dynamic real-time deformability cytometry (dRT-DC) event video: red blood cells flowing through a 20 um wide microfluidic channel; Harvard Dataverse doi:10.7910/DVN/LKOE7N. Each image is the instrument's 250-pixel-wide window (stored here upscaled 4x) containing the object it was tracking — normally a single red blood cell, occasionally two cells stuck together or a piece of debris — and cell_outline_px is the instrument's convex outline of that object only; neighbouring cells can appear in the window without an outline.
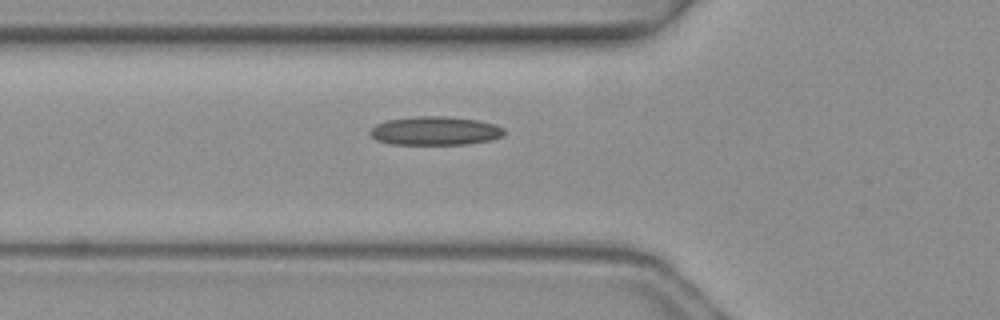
{"species": "common noctule bat (a hibernating species)", "species_latin": "Nyctalus noctula", "temperature_condition": "warm", "stored_images_in_passage": 5, "camera_frame_rate_fps": 3000, "um_per_image_px": 0.085, "animal": {"sex": "female", "body_mass_g": 19.3, "forearm_length_mm": 54.1}, "frame": {"image": 1, "passage_image": 5, "time_ms": 1.333, "image_size_px": [1000, 320], "cell_outline_px": [[504, 136], [492, 140], [468, 144], [392, 144], [376, 140], [368, 132], [376, 124], [388, 120], [416, 116], [448, 116], [476, 120], [496, 124], [504, 128]], "centroid_in_image_um": [37.02, 11.12], "position_along_channel_um": 88.8, "area_um2": 22.48}}